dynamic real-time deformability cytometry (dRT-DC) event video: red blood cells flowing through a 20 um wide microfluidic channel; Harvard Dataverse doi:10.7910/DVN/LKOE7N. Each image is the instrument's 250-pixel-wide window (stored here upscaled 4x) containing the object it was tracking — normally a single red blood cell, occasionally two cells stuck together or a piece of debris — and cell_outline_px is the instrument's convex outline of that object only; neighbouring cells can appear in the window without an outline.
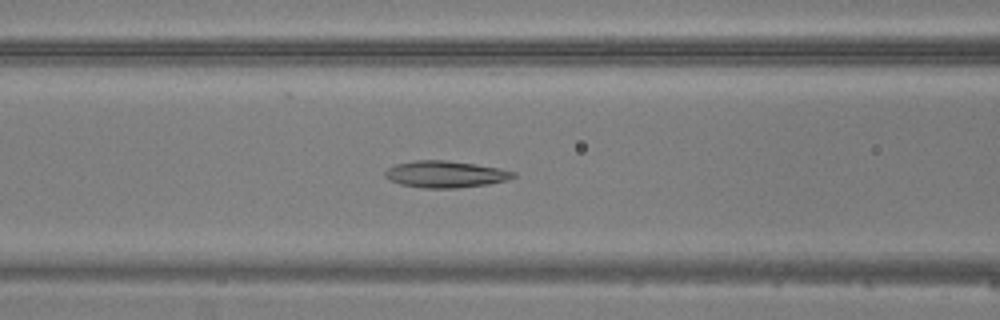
{"species": "common noctule bat (a hibernating species)", "species_latin": "Nyctalus noctula", "temperature_condition": "warm", "stored_images_in_passage": 48, "camera_frame_rate_fps": 3000, "um_per_image_px": 0.085, "animal": {"sex": "male", "body_mass_g": 20.5, "forearm_length_mm": 52.5}, "frame": {"image": 1, "passage_image": 21, "time_ms": 6.667, "image_size_px": [1000, 320], "cell_outline_px": [[516, 176], [504, 180], [488, 184], [460, 188], [424, 188], [400, 184], [384, 176], [384, 172], [388, 168], [396, 164], [412, 160], [448, 160], [476, 164], [516, 172]], "centroid_in_image_um": [37.83, 14.8], "position_along_channel_um": 128.8, "area_um2": 19.88}}
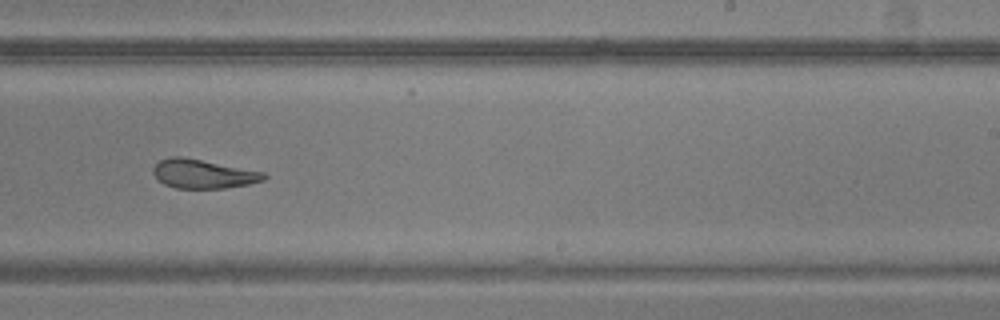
{"frame": {"image": 2, "passage_image": 31, "time_ms": 10.0, "image_size_px": [1000, 320], "cell_outline_px": [[268, 176], [264, 180], [248, 184], [224, 188], [176, 188], [164, 184], [152, 172], [152, 168], [160, 160], [172, 156], [184, 156], [264, 172]], "centroid_in_image_um": [17.27, 14.77], "position_along_channel_um": 271.7, "area_um2": 18.67}}
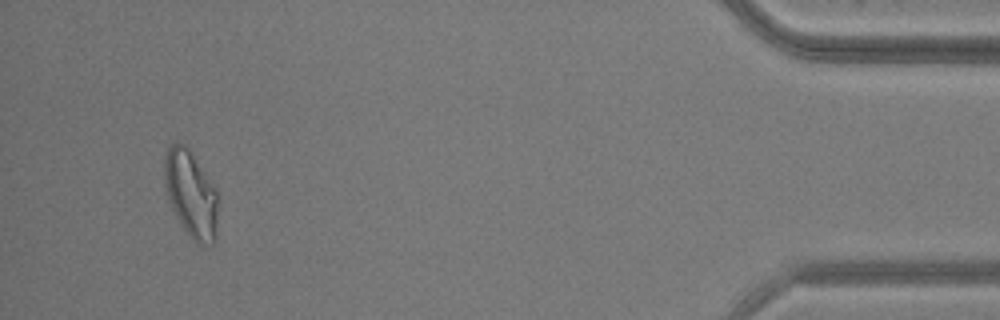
{"frame": {"image": 3, "passage_image": 46, "time_ms": 15.0, "image_size_px": [1000, 320], "cell_outline_px": [[216, 240], [212, 244], [196, 244], [188, 236], [180, 224], [168, 200], [164, 180], [164, 160], [168, 148], [172, 144], [184, 144], [188, 148], [212, 184], [216, 192]], "centroid_in_image_um": [16.2, 16.55], "position_along_channel_um": 419.0, "area_um2": 26.65}}